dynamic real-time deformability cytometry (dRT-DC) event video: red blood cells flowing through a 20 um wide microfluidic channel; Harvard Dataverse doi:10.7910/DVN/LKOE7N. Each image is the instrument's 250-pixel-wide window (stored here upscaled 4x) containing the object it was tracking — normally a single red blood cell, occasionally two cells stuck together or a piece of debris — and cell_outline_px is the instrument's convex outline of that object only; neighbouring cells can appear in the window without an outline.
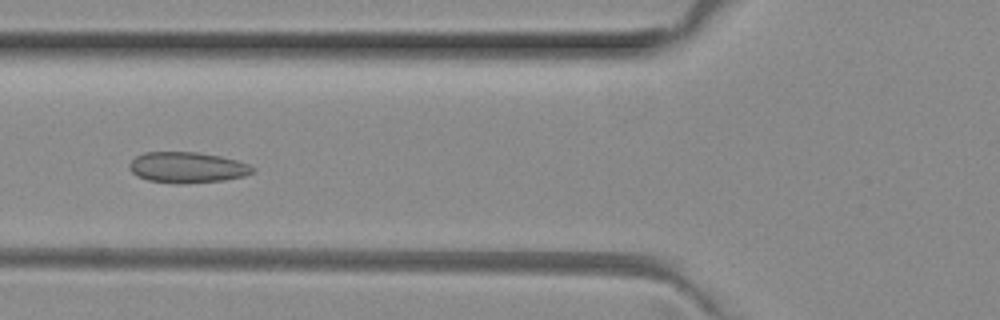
{"species": "common noctule bat (a hibernating species)", "species_latin": "Nyctalus noctula", "temperature_condition": "room temperature", "stored_images_in_passage": 6, "camera_frame_rate_fps": 3000, "um_per_image_px": 0.085, "animal": {"sex": "female", "body_mass_g": 29.2, "forearm_length_mm": 56.3}, "frame": {"image": 1, "passage_image": 6, "time_ms": 1.667, "image_size_px": [1000, 320], "cell_outline_px": [[256, 172], [244, 176], [224, 180], [184, 184], [176, 184], [148, 180], [136, 176], [128, 168], [128, 164], [136, 156], [144, 152], [200, 152], [220, 156], [236, 160], [248, 164], [256, 168]], "centroid_in_image_um": [15.92, 14.24], "position_along_channel_um": 109.9, "area_um2": 22.43}}